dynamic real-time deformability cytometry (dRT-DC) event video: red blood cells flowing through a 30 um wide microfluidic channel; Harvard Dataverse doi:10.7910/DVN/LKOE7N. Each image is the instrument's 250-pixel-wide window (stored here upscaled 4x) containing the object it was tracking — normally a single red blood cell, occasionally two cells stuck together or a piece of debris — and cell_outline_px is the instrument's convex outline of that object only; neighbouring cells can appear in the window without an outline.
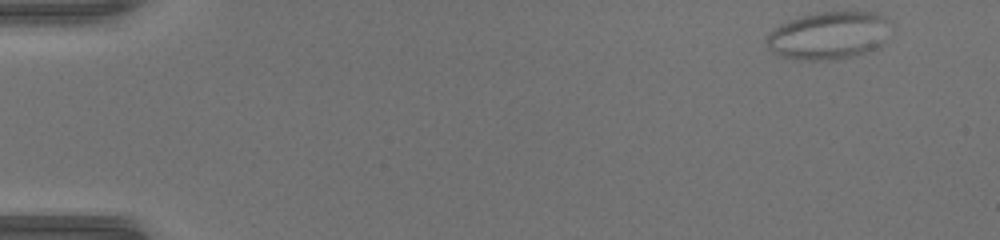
{"species": "common noctule bat (a hibernating species)", "species_latin": "Nyctalus noctula", "temperature_condition": "warm", "stored_images_in_passage": 48, "camera_frame_rate_fps": 3000, "um_per_image_px": 0.085, "animal": {"sex": "female", "body_mass_g": 17.0, "forearm_length_mm": 48.0}, "frame": {"image": 1, "passage_image": 1, "time_ms": 0.0, "image_size_px": [1000, 240], "cell_outline_px": [[896, 24], [884, 44], [880, 48], [856, 56], [836, 60], [808, 60], [780, 56], [772, 52], [768, 48], [764, 40], [780, 24], [788, 20], [816, 12], [880, 12], [892, 20]], "centroid_in_image_um": [70.58, 3.01], "position_along_channel_um": 14.4, "area_um2": 35.6}}
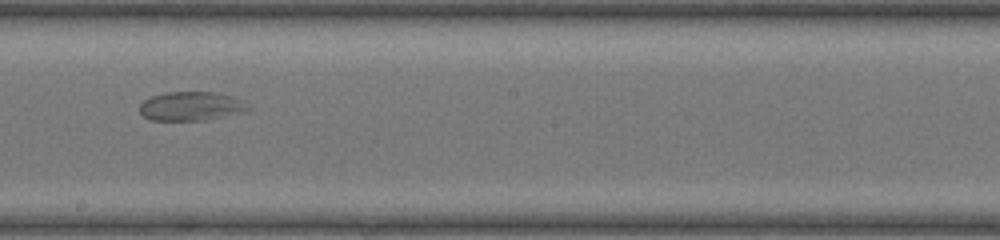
{"frame": {"image": 2, "passage_image": 27, "time_ms": 8.667, "image_size_px": [1000, 240], "cell_outline_px": [[252, 108], [244, 112], [204, 120], [152, 120], [144, 116], [140, 112], [140, 104], [144, 100], [152, 96], [168, 92], [216, 92], [232, 96], [244, 100]], "centroid_in_image_um": [16.29, 9.02], "position_along_channel_um": 231.9, "area_um2": 18.32}}
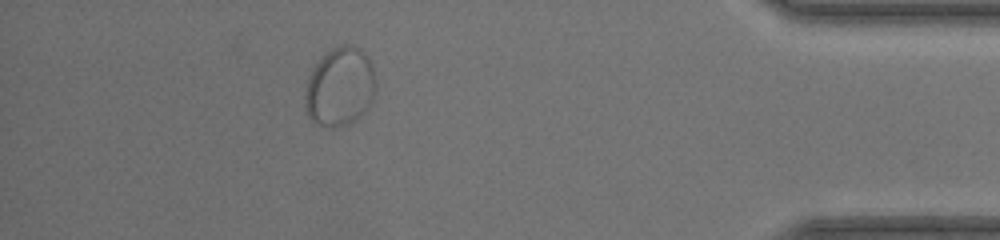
{"frame": {"image": 3, "passage_image": 43, "time_ms": 14.0, "image_size_px": [1000, 240], "cell_outline_px": [[376, 92], [368, 108], [356, 120], [336, 128], [332, 128], [320, 124], [312, 120], [308, 116], [304, 104], [304, 92], [312, 68], [332, 48], [340, 44], [352, 44], [360, 48], [368, 56], [372, 64], [376, 84]], "centroid_in_image_um": [28.91, 7.37], "position_along_channel_um": 406.3, "area_um2": 32.83}}